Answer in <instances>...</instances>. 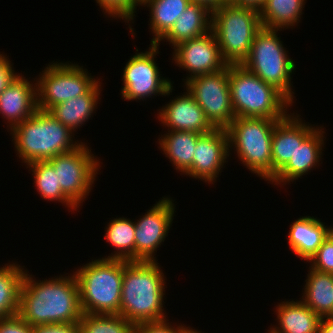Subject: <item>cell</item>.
I'll list each match as a JSON object with an SVG mask.
<instances>
[{
	"instance_id": "1",
	"label": "cell",
	"mask_w": 333,
	"mask_h": 333,
	"mask_svg": "<svg viewBox=\"0 0 333 333\" xmlns=\"http://www.w3.org/2000/svg\"><path fill=\"white\" fill-rule=\"evenodd\" d=\"M28 273L26 270L18 310V315L26 323L34 327L80 322L83 312L74 273L42 281Z\"/></svg>"
},
{
	"instance_id": "2",
	"label": "cell",
	"mask_w": 333,
	"mask_h": 333,
	"mask_svg": "<svg viewBox=\"0 0 333 333\" xmlns=\"http://www.w3.org/2000/svg\"><path fill=\"white\" fill-rule=\"evenodd\" d=\"M156 261H127L119 315L134 325L168 319L164 310L165 276Z\"/></svg>"
},
{
	"instance_id": "3",
	"label": "cell",
	"mask_w": 333,
	"mask_h": 333,
	"mask_svg": "<svg viewBox=\"0 0 333 333\" xmlns=\"http://www.w3.org/2000/svg\"><path fill=\"white\" fill-rule=\"evenodd\" d=\"M10 132L15 151L24 164L50 160L75 150L83 143L75 140L74 133L49 112L41 110H37Z\"/></svg>"
},
{
	"instance_id": "4",
	"label": "cell",
	"mask_w": 333,
	"mask_h": 333,
	"mask_svg": "<svg viewBox=\"0 0 333 333\" xmlns=\"http://www.w3.org/2000/svg\"><path fill=\"white\" fill-rule=\"evenodd\" d=\"M125 260L95 259L73 271L83 313L119 314Z\"/></svg>"
},
{
	"instance_id": "5",
	"label": "cell",
	"mask_w": 333,
	"mask_h": 333,
	"mask_svg": "<svg viewBox=\"0 0 333 333\" xmlns=\"http://www.w3.org/2000/svg\"><path fill=\"white\" fill-rule=\"evenodd\" d=\"M229 87L235 117L283 119L293 105L274 86L242 65H229Z\"/></svg>"
},
{
	"instance_id": "6",
	"label": "cell",
	"mask_w": 333,
	"mask_h": 333,
	"mask_svg": "<svg viewBox=\"0 0 333 333\" xmlns=\"http://www.w3.org/2000/svg\"><path fill=\"white\" fill-rule=\"evenodd\" d=\"M279 120L235 117L225 129L229 154L236 151L238 160L268 183L272 180V134Z\"/></svg>"
},
{
	"instance_id": "7",
	"label": "cell",
	"mask_w": 333,
	"mask_h": 333,
	"mask_svg": "<svg viewBox=\"0 0 333 333\" xmlns=\"http://www.w3.org/2000/svg\"><path fill=\"white\" fill-rule=\"evenodd\" d=\"M211 15V30L223 60L228 65H241L262 28L259 10L227 2L214 9Z\"/></svg>"
},
{
	"instance_id": "8",
	"label": "cell",
	"mask_w": 333,
	"mask_h": 333,
	"mask_svg": "<svg viewBox=\"0 0 333 333\" xmlns=\"http://www.w3.org/2000/svg\"><path fill=\"white\" fill-rule=\"evenodd\" d=\"M277 29L262 27L255 35L248 57L241 64L267 84L279 90L292 104L294 102L292 73L295 61L288 56Z\"/></svg>"
},
{
	"instance_id": "9",
	"label": "cell",
	"mask_w": 333,
	"mask_h": 333,
	"mask_svg": "<svg viewBox=\"0 0 333 333\" xmlns=\"http://www.w3.org/2000/svg\"><path fill=\"white\" fill-rule=\"evenodd\" d=\"M83 66L52 62L40 72L36 81L37 108L48 112L53 106L87 94L99 81Z\"/></svg>"
},
{
	"instance_id": "10",
	"label": "cell",
	"mask_w": 333,
	"mask_h": 333,
	"mask_svg": "<svg viewBox=\"0 0 333 333\" xmlns=\"http://www.w3.org/2000/svg\"><path fill=\"white\" fill-rule=\"evenodd\" d=\"M47 162L57 173L62 192L79 208L94 187L101 167L99 158L97 160L84 142L75 150L59 154Z\"/></svg>"
},
{
	"instance_id": "11",
	"label": "cell",
	"mask_w": 333,
	"mask_h": 333,
	"mask_svg": "<svg viewBox=\"0 0 333 333\" xmlns=\"http://www.w3.org/2000/svg\"><path fill=\"white\" fill-rule=\"evenodd\" d=\"M148 51L136 52L123 69L121 95L124 100H146V98L170 96L173 81L160 74L155 58L160 44H150ZM159 68V69H158Z\"/></svg>"
},
{
	"instance_id": "12",
	"label": "cell",
	"mask_w": 333,
	"mask_h": 333,
	"mask_svg": "<svg viewBox=\"0 0 333 333\" xmlns=\"http://www.w3.org/2000/svg\"><path fill=\"white\" fill-rule=\"evenodd\" d=\"M204 111L214 128L226 129L234 120L229 87V65L224 69L200 75L183 84Z\"/></svg>"
},
{
	"instance_id": "13",
	"label": "cell",
	"mask_w": 333,
	"mask_h": 333,
	"mask_svg": "<svg viewBox=\"0 0 333 333\" xmlns=\"http://www.w3.org/2000/svg\"><path fill=\"white\" fill-rule=\"evenodd\" d=\"M162 198L135 221V261H156L155 252L168 236L175 205L172 198Z\"/></svg>"
},
{
	"instance_id": "14",
	"label": "cell",
	"mask_w": 333,
	"mask_h": 333,
	"mask_svg": "<svg viewBox=\"0 0 333 333\" xmlns=\"http://www.w3.org/2000/svg\"><path fill=\"white\" fill-rule=\"evenodd\" d=\"M173 49L171 60L189 73L186 79H183L184 84L191 78L218 72L228 65L221 56L212 30L202 36L183 41Z\"/></svg>"
},
{
	"instance_id": "15",
	"label": "cell",
	"mask_w": 333,
	"mask_h": 333,
	"mask_svg": "<svg viewBox=\"0 0 333 333\" xmlns=\"http://www.w3.org/2000/svg\"><path fill=\"white\" fill-rule=\"evenodd\" d=\"M229 156L228 134L225 129L215 128L198 138L192 167L184 175L213 184Z\"/></svg>"
},
{
	"instance_id": "16",
	"label": "cell",
	"mask_w": 333,
	"mask_h": 333,
	"mask_svg": "<svg viewBox=\"0 0 333 333\" xmlns=\"http://www.w3.org/2000/svg\"><path fill=\"white\" fill-rule=\"evenodd\" d=\"M187 92L170 99L168 104L162 106L157 118L168 131H190L206 134L215 129L206 119L204 111L195 101L193 95Z\"/></svg>"
},
{
	"instance_id": "17",
	"label": "cell",
	"mask_w": 333,
	"mask_h": 333,
	"mask_svg": "<svg viewBox=\"0 0 333 333\" xmlns=\"http://www.w3.org/2000/svg\"><path fill=\"white\" fill-rule=\"evenodd\" d=\"M291 114V115H290ZM279 120L272 134V179L294 156L297 145L316 128L305 123L297 113ZM296 114V115H295Z\"/></svg>"
},
{
	"instance_id": "18",
	"label": "cell",
	"mask_w": 333,
	"mask_h": 333,
	"mask_svg": "<svg viewBox=\"0 0 333 333\" xmlns=\"http://www.w3.org/2000/svg\"><path fill=\"white\" fill-rule=\"evenodd\" d=\"M316 125V128L297 145V150L290 161L274 176L269 182L274 185L289 184L296 182L302 176L311 172L318 167L322 158L324 147L325 130L323 126ZM324 135V136H323Z\"/></svg>"
},
{
	"instance_id": "19",
	"label": "cell",
	"mask_w": 333,
	"mask_h": 333,
	"mask_svg": "<svg viewBox=\"0 0 333 333\" xmlns=\"http://www.w3.org/2000/svg\"><path fill=\"white\" fill-rule=\"evenodd\" d=\"M37 110L36 81L33 84L22 74L0 94V114L6 119V124L9 123L8 130L31 117Z\"/></svg>"
},
{
	"instance_id": "20",
	"label": "cell",
	"mask_w": 333,
	"mask_h": 333,
	"mask_svg": "<svg viewBox=\"0 0 333 333\" xmlns=\"http://www.w3.org/2000/svg\"><path fill=\"white\" fill-rule=\"evenodd\" d=\"M331 228L314 216H302L296 219L290 225L288 233V243L292 253L308 262L329 236Z\"/></svg>"
},
{
	"instance_id": "21",
	"label": "cell",
	"mask_w": 333,
	"mask_h": 333,
	"mask_svg": "<svg viewBox=\"0 0 333 333\" xmlns=\"http://www.w3.org/2000/svg\"><path fill=\"white\" fill-rule=\"evenodd\" d=\"M275 313L278 326H270L268 333H318L321 317L301 300L282 301Z\"/></svg>"
},
{
	"instance_id": "22",
	"label": "cell",
	"mask_w": 333,
	"mask_h": 333,
	"mask_svg": "<svg viewBox=\"0 0 333 333\" xmlns=\"http://www.w3.org/2000/svg\"><path fill=\"white\" fill-rule=\"evenodd\" d=\"M101 84L99 81L87 94L53 106L48 111L49 114L65 127H68L73 133L76 132L96 113L95 109H97V104H100L98 101L101 99L99 97L102 91Z\"/></svg>"
},
{
	"instance_id": "23",
	"label": "cell",
	"mask_w": 333,
	"mask_h": 333,
	"mask_svg": "<svg viewBox=\"0 0 333 333\" xmlns=\"http://www.w3.org/2000/svg\"><path fill=\"white\" fill-rule=\"evenodd\" d=\"M210 14L212 11L205 5L190 2L171 30L157 44L166 40L174 48L183 41L208 33L211 30Z\"/></svg>"
},
{
	"instance_id": "24",
	"label": "cell",
	"mask_w": 333,
	"mask_h": 333,
	"mask_svg": "<svg viewBox=\"0 0 333 333\" xmlns=\"http://www.w3.org/2000/svg\"><path fill=\"white\" fill-rule=\"evenodd\" d=\"M301 301L320 317L333 316V274L309 267Z\"/></svg>"
},
{
	"instance_id": "25",
	"label": "cell",
	"mask_w": 333,
	"mask_h": 333,
	"mask_svg": "<svg viewBox=\"0 0 333 333\" xmlns=\"http://www.w3.org/2000/svg\"><path fill=\"white\" fill-rule=\"evenodd\" d=\"M201 135L190 131H168L158 139V148L170 159L175 169L184 175L192 167L197 140Z\"/></svg>"
},
{
	"instance_id": "26",
	"label": "cell",
	"mask_w": 333,
	"mask_h": 333,
	"mask_svg": "<svg viewBox=\"0 0 333 333\" xmlns=\"http://www.w3.org/2000/svg\"><path fill=\"white\" fill-rule=\"evenodd\" d=\"M307 0H265L259 9L262 27L286 30L298 26ZM292 26V27H291Z\"/></svg>"
},
{
	"instance_id": "27",
	"label": "cell",
	"mask_w": 333,
	"mask_h": 333,
	"mask_svg": "<svg viewBox=\"0 0 333 333\" xmlns=\"http://www.w3.org/2000/svg\"><path fill=\"white\" fill-rule=\"evenodd\" d=\"M190 0H141V6L149 8L151 44H157L173 27Z\"/></svg>"
},
{
	"instance_id": "28",
	"label": "cell",
	"mask_w": 333,
	"mask_h": 333,
	"mask_svg": "<svg viewBox=\"0 0 333 333\" xmlns=\"http://www.w3.org/2000/svg\"><path fill=\"white\" fill-rule=\"evenodd\" d=\"M25 272L26 269L17 262L0 267V319L18 315Z\"/></svg>"
},
{
	"instance_id": "29",
	"label": "cell",
	"mask_w": 333,
	"mask_h": 333,
	"mask_svg": "<svg viewBox=\"0 0 333 333\" xmlns=\"http://www.w3.org/2000/svg\"><path fill=\"white\" fill-rule=\"evenodd\" d=\"M107 224L105 239L116 251L102 258L135 261V222L116 217Z\"/></svg>"
},
{
	"instance_id": "30",
	"label": "cell",
	"mask_w": 333,
	"mask_h": 333,
	"mask_svg": "<svg viewBox=\"0 0 333 333\" xmlns=\"http://www.w3.org/2000/svg\"><path fill=\"white\" fill-rule=\"evenodd\" d=\"M27 165L31 170L35 187L37 192L44 200L58 201L68 206V210H78V207L62 192L61 187L58 186L57 173H55L53 167L47 161L30 162Z\"/></svg>"
},
{
	"instance_id": "31",
	"label": "cell",
	"mask_w": 333,
	"mask_h": 333,
	"mask_svg": "<svg viewBox=\"0 0 333 333\" xmlns=\"http://www.w3.org/2000/svg\"><path fill=\"white\" fill-rule=\"evenodd\" d=\"M79 326L81 333H135V325L119 314L83 313Z\"/></svg>"
},
{
	"instance_id": "32",
	"label": "cell",
	"mask_w": 333,
	"mask_h": 333,
	"mask_svg": "<svg viewBox=\"0 0 333 333\" xmlns=\"http://www.w3.org/2000/svg\"><path fill=\"white\" fill-rule=\"evenodd\" d=\"M96 2L104 14L120 18L130 24L134 20L137 6L141 5V0H96Z\"/></svg>"
},
{
	"instance_id": "33",
	"label": "cell",
	"mask_w": 333,
	"mask_h": 333,
	"mask_svg": "<svg viewBox=\"0 0 333 333\" xmlns=\"http://www.w3.org/2000/svg\"><path fill=\"white\" fill-rule=\"evenodd\" d=\"M309 267L323 273L333 274V238L329 235L308 261Z\"/></svg>"
},
{
	"instance_id": "34",
	"label": "cell",
	"mask_w": 333,
	"mask_h": 333,
	"mask_svg": "<svg viewBox=\"0 0 333 333\" xmlns=\"http://www.w3.org/2000/svg\"><path fill=\"white\" fill-rule=\"evenodd\" d=\"M168 321L169 319L137 324L135 325V333H184L188 328L187 325H174Z\"/></svg>"
},
{
	"instance_id": "35",
	"label": "cell",
	"mask_w": 333,
	"mask_h": 333,
	"mask_svg": "<svg viewBox=\"0 0 333 333\" xmlns=\"http://www.w3.org/2000/svg\"><path fill=\"white\" fill-rule=\"evenodd\" d=\"M0 333H33V326L19 315L0 319Z\"/></svg>"
},
{
	"instance_id": "36",
	"label": "cell",
	"mask_w": 333,
	"mask_h": 333,
	"mask_svg": "<svg viewBox=\"0 0 333 333\" xmlns=\"http://www.w3.org/2000/svg\"><path fill=\"white\" fill-rule=\"evenodd\" d=\"M7 55L1 54L0 52V94L13 82L14 79L19 75L15 73L13 64L9 60Z\"/></svg>"
},
{
	"instance_id": "37",
	"label": "cell",
	"mask_w": 333,
	"mask_h": 333,
	"mask_svg": "<svg viewBox=\"0 0 333 333\" xmlns=\"http://www.w3.org/2000/svg\"><path fill=\"white\" fill-rule=\"evenodd\" d=\"M33 333H81V329L79 323H61L34 326Z\"/></svg>"
},
{
	"instance_id": "38",
	"label": "cell",
	"mask_w": 333,
	"mask_h": 333,
	"mask_svg": "<svg viewBox=\"0 0 333 333\" xmlns=\"http://www.w3.org/2000/svg\"><path fill=\"white\" fill-rule=\"evenodd\" d=\"M318 333H333V316L321 317Z\"/></svg>"
},
{
	"instance_id": "39",
	"label": "cell",
	"mask_w": 333,
	"mask_h": 333,
	"mask_svg": "<svg viewBox=\"0 0 333 333\" xmlns=\"http://www.w3.org/2000/svg\"><path fill=\"white\" fill-rule=\"evenodd\" d=\"M230 0H190V2L205 5L210 11L221 7Z\"/></svg>"
},
{
	"instance_id": "40",
	"label": "cell",
	"mask_w": 333,
	"mask_h": 333,
	"mask_svg": "<svg viewBox=\"0 0 333 333\" xmlns=\"http://www.w3.org/2000/svg\"><path fill=\"white\" fill-rule=\"evenodd\" d=\"M230 3L238 6H247L259 10L264 4L265 0H230Z\"/></svg>"
},
{
	"instance_id": "41",
	"label": "cell",
	"mask_w": 333,
	"mask_h": 333,
	"mask_svg": "<svg viewBox=\"0 0 333 333\" xmlns=\"http://www.w3.org/2000/svg\"><path fill=\"white\" fill-rule=\"evenodd\" d=\"M187 333H201V332L191 328L190 326H188Z\"/></svg>"
},
{
	"instance_id": "42",
	"label": "cell",
	"mask_w": 333,
	"mask_h": 333,
	"mask_svg": "<svg viewBox=\"0 0 333 333\" xmlns=\"http://www.w3.org/2000/svg\"><path fill=\"white\" fill-rule=\"evenodd\" d=\"M329 235L333 238V228H331Z\"/></svg>"
}]
</instances>
